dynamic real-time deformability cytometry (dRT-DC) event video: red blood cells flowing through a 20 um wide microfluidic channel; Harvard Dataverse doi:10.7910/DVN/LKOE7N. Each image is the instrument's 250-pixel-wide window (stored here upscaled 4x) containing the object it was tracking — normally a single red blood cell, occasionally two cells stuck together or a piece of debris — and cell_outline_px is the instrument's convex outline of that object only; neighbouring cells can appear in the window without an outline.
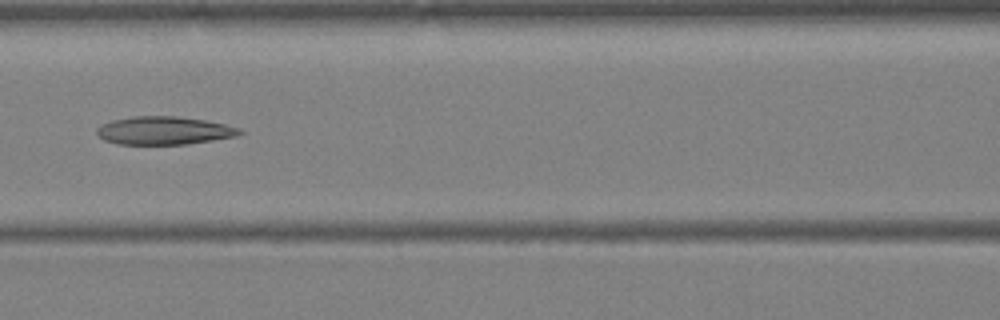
{"species": "Egyptian fruit bat (a non-hibernating species)", "species_latin": "Rousettus aegyptiacus", "temperature_condition": "warm", "stored_images_in_passage": 25, "camera_frame_rate_fps": 3000, "um_per_image_px": 0.085, "animal": {"sex": "female"}, "frame": {"image": 1, "passage_image": 8, "time_ms": 2.333, "image_size_px": [1000, 320], "cell_outline_px": [[244, 132], [240, 136], [188, 144], [116, 144], [104, 140], [96, 132], [96, 128], [100, 124], [112, 120], [132, 116], [176, 116], [204, 120], [224, 124], [240, 128]], "centroid_in_image_um": [13.95, 11.1], "position_along_channel_um": 152.6, "area_um2": 23.58}}
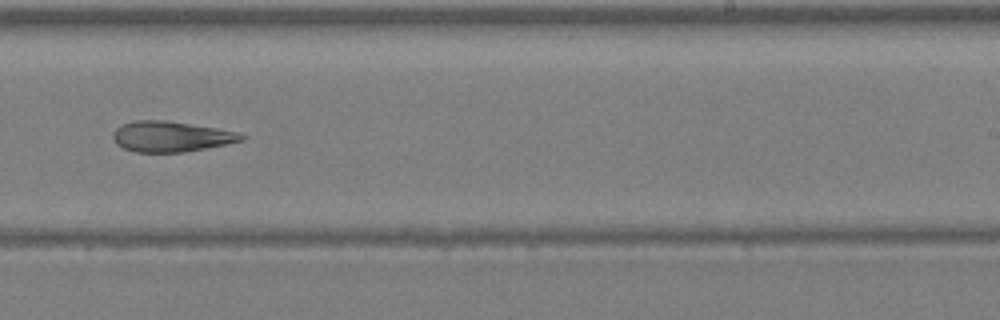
{"frame": {"image": 2, "passage_image": 15, "time_ms": 4.667, "image_size_px": [1000, 320], "cell_outline_px": [[248, 136], [244, 140], [184, 152], [136, 152], [124, 148], [116, 144], [112, 136], [116, 128], [120, 124], [136, 120], [164, 120], [216, 128], [236, 132]], "centroid_in_image_um": [14.5, 11.6], "position_along_channel_um": 274.5, "area_um2": 22.66}}
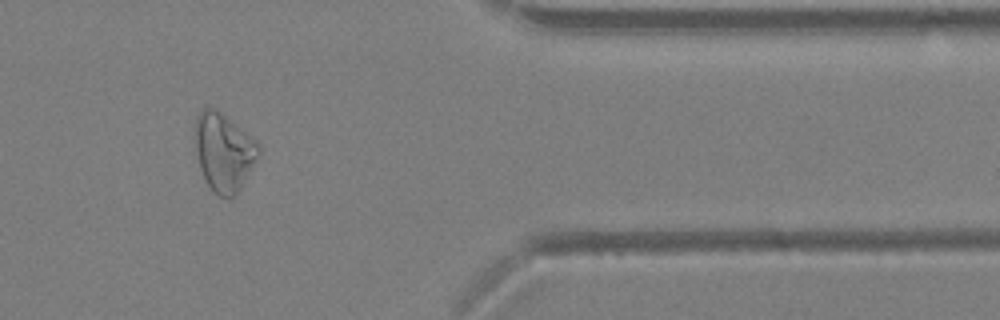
{"frame": {"image": 3, "passage_image": 23, "time_ms": 7.333, "image_size_px": [1000, 320], "cell_outline_px": [[260, 152], [240, 188], [228, 200], [212, 192], [200, 168], [196, 148], [196, 116], [204, 108], [212, 108], [220, 112], [252, 136], [260, 144]], "centroid_in_image_um": [19.04, 12.93], "position_along_channel_um": 392.4, "area_um2": 28.38}}